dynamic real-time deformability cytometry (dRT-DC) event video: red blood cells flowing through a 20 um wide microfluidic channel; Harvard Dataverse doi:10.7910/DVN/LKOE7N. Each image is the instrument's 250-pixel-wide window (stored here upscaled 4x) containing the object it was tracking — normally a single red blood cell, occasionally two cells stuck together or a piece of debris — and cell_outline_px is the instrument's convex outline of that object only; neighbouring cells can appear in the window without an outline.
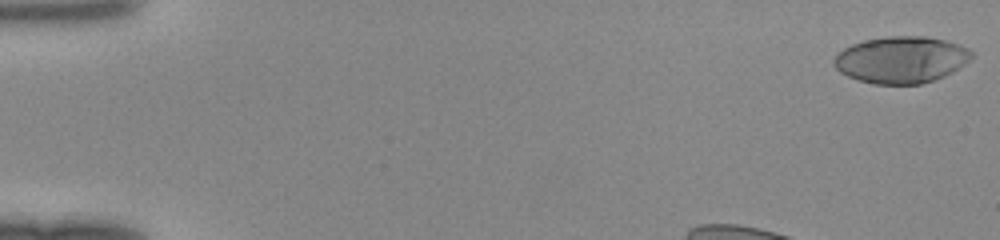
{"species": "human", "species_latin": "Homo sapiens", "temperature_condition": "room temperature", "stored_images_in_passage": 36, "camera_frame_rate_fps": 3000, "um_per_image_px": 0.085, "donor": {"sex": "female"}, "frame": {"image": 1, "passage_image": 1, "time_ms": 0.0, "image_size_px": [1000, 240], "cell_outline_px": [[976, 56], [952, 72], [944, 76], [920, 84], [872, 84], [848, 76], [840, 72], [832, 64], [832, 60], [836, 52], [852, 44], [864, 40], [888, 36], [928, 36], [948, 40], [960, 44], [968, 48]], "centroid_in_image_um": [76.6, 5.06], "position_along_channel_um": 8.4, "area_um2": 37.86}}
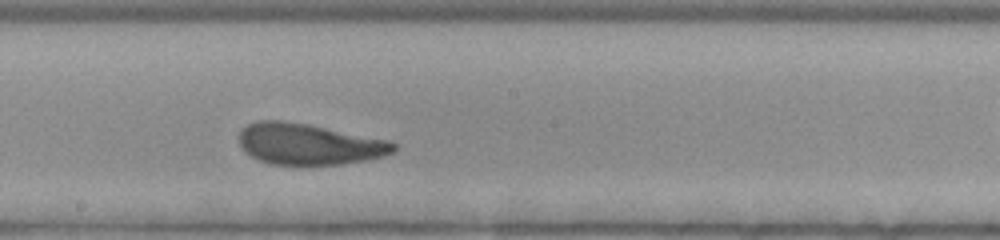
{"frame": {"image": 2, "passage_image": 23, "time_ms": 7.333, "image_size_px": [1000, 240], "cell_outline_px": [[396, 152], [384, 156], [364, 160], [340, 164], [272, 164], [260, 160], [244, 152], [240, 148], [240, 128], [256, 120], [280, 120], [308, 124], [388, 140], [396, 144]], "centroid_in_image_um": [26.23, 12.24], "position_along_channel_um": 222.0, "area_um2": 36.93}}
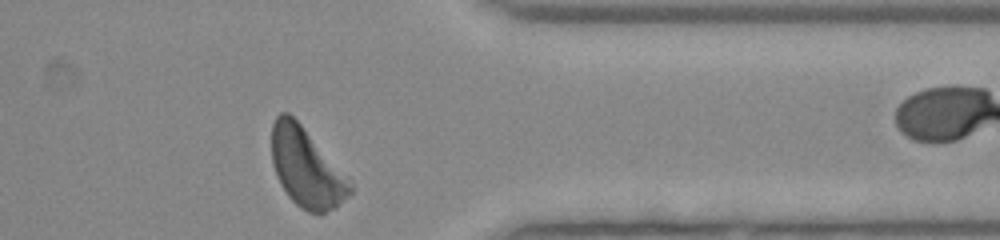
{"frame": {"image": 3, "passage_image": 35, "time_ms": 11.333, "image_size_px": [1000, 240], "cell_outline_px": [[352, 192], [336, 208], [324, 212], [308, 212], [300, 208], [288, 196], [280, 184], [276, 176], [272, 164], [272, 124], [276, 116], [280, 112], [288, 112], [300, 124], [348, 176], [352, 184]], "centroid_in_image_um": [26.04, 14.27], "position_along_channel_um": 385.4, "area_um2": 35.89}}